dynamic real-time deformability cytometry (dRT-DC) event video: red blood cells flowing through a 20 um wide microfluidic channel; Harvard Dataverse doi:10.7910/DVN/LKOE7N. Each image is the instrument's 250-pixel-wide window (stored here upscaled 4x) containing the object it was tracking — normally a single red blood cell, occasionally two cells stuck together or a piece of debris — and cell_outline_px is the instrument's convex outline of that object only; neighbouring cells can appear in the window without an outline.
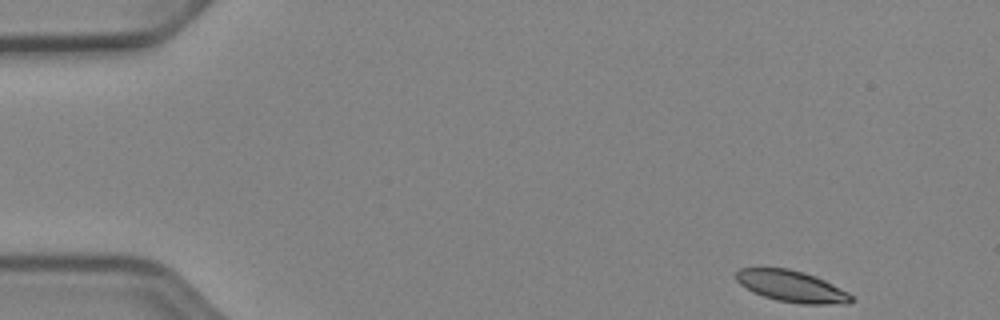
{"species": "Egyptian fruit bat (a non-hibernating species)", "species_latin": "Rousettus aegyptiacus", "temperature_condition": "cold", "stored_images_in_passage": 13, "camera_frame_rate_fps": 3000, "um_per_image_px": 0.085, "animal": {"sex": "female"}, "frame": {"image": 1, "passage_image": 1, "time_ms": 0.0, "image_size_px": [1000, 320], "cell_outline_px": [[856, 300], [848, 304], [800, 304], [776, 300], [752, 292], [740, 284], [736, 280], [736, 272], [740, 268], [788, 268], [804, 272], [816, 276], [848, 292]], "centroid_in_image_um": [67.31, 24.34], "position_along_channel_um": 17.7, "area_um2": 21.21}}
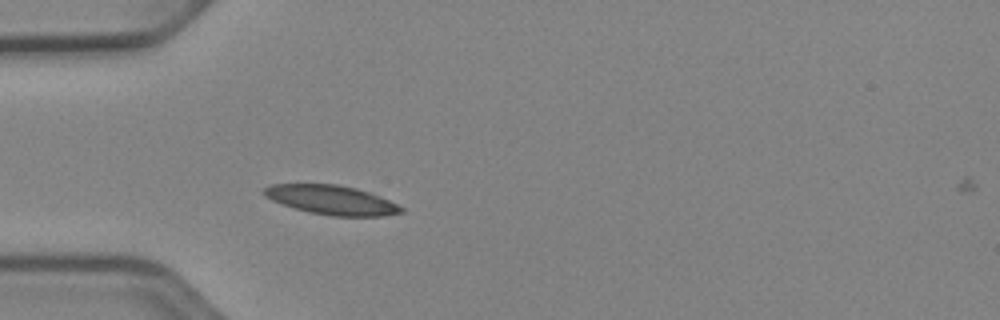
{"frame": {"image": 2, "passage_image": 12, "time_ms": 3.667, "image_size_px": [1000, 320], "cell_outline_px": [[404, 212], [384, 216], [332, 216], [308, 212], [272, 200], [264, 196], [264, 188], [268, 184], [336, 184], [356, 188], [372, 192], [404, 208]], "centroid_in_image_um": [28.2, 16.99], "position_along_channel_um": 56.8, "area_um2": 23.35}}